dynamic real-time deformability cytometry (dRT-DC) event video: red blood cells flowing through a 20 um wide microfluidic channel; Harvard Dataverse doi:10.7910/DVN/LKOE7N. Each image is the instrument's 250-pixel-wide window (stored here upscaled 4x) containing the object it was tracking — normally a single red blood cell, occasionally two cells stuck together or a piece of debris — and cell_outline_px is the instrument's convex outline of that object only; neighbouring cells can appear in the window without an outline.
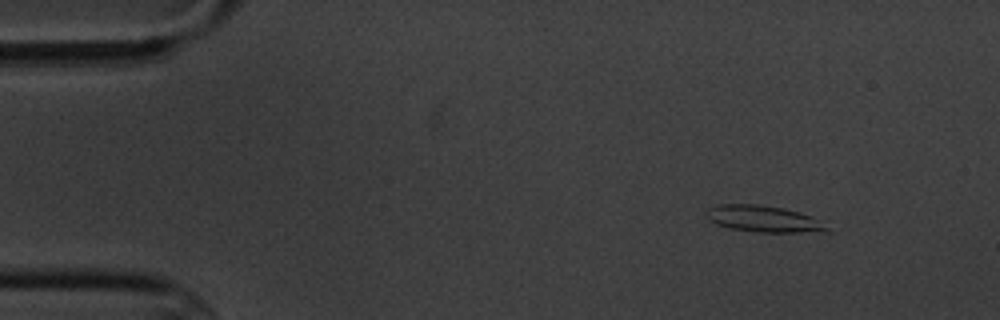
{"species": "common noctule bat (a hibernating species)", "species_latin": "Nyctalus noctula", "temperature_condition": "cold", "stored_images_in_passage": 3, "camera_frame_rate_fps": 3000, "um_per_image_px": 0.085, "animal": {"sex": "male", "body_mass_g": 20.1, "forearm_length_mm": 53.5}, "frame": {"image": 1, "passage_image": 1, "time_ms": 0.0, "image_size_px": [1000, 320], "cell_outline_px": [[828, 232], [756, 232], [728, 228], [716, 224], [708, 220], [704, 216], [704, 212], [708, 208], [720, 204], [756, 204], [784, 208], [812, 216], [828, 228]], "centroid_in_image_um": [64.82, 18.6], "position_along_channel_um": 20.2, "area_um2": 18.73}}
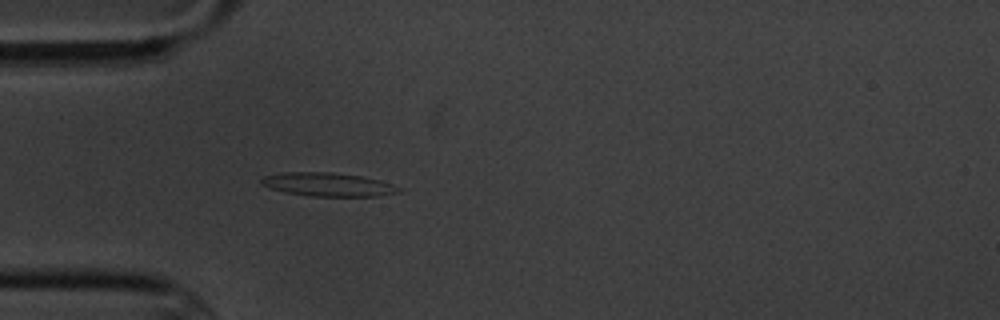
{"frame": {"image": 2, "passage_image": 3, "time_ms": 3.333, "image_size_px": [1000, 320], "cell_outline_px": [[400, 192], [380, 196], [308, 196], [284, 192], [260, 184], [260, 180], [264, 176], [284, 172], [332, 172], [360, 176], [380, 180], [392, 184], [400, 188]], "centroid_in_image_um": [27.87, 15.68], "position_along_channel_um": 57.1, "area_um2": 18.84}}